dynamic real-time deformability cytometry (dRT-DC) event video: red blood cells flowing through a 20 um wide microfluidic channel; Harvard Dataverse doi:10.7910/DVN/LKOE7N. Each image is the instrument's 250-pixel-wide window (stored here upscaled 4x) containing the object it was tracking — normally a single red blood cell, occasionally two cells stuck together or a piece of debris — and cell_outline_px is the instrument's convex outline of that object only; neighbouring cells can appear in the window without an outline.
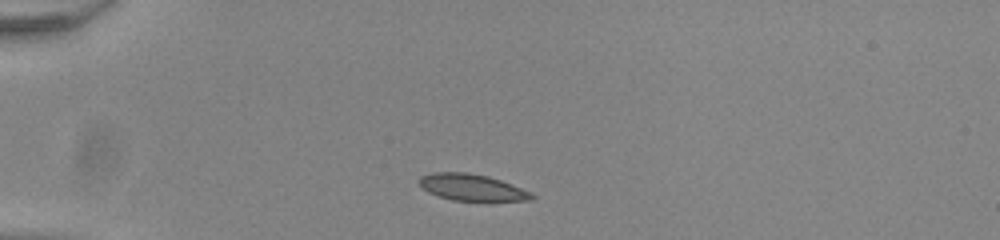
{"species": "common noctule bat (a hibernating species)", "species_latin": "Nyctalus noctula", "temperature_condition": "room temperature", "stored_images_in_passage": 40, "camera_frame_rate_fps": 3000, "um_per_image_px": 0.085, "animal": {"sex": "male", "body_mass_g": 20.0, "forearm_length_mm": 53.3}, "frame": {"image": 1, "passage_image": 1, "time_ms": 0.0, "image_size_px": [1000, 240], "cell_outline_px": [[536, 196], [532, 200], [488, 204], [452, 200], [428, 192], [416, 180], [420, 176], [432, 172], [468, 172], [488, 176], [512, 184], [532, 192]], "centroid_in_image_um": [40.2, 15.98], "position_along_channel_um": 44.8, "area_um2": 18.5}}
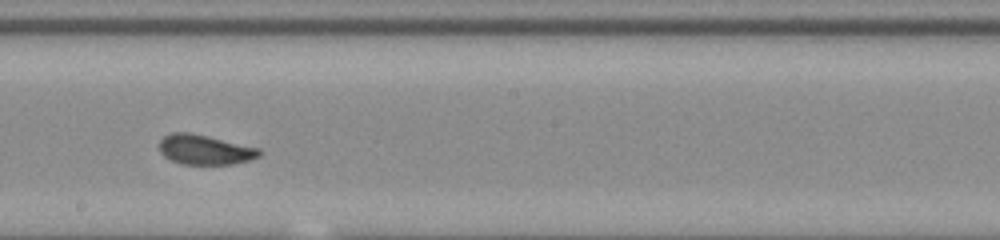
{"frame": {"image": 2, "passage_image": 18, "time_ms": 5.667, "image_size_px": [1000, 240], "cell_outline_px": [[260, 156], [248, 160], [232, 164], [180, 164], [164, 156], [160, 152], [160, 140], [164, 136], [172, 132], [188, 132], [260, 148]], "centroid_in_image_um": [17.39, 12.72], "position_along_channel_um": 230.8, "area_um2": 17.17}}
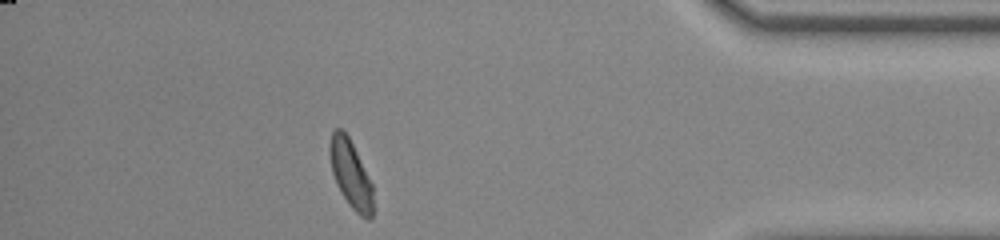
{"frame": {"image": 3, "passage_image": 34, "time_ms": 11.0, "image_size_px": [1000, 240], "cell_outline_px": [[372, 216], [368, 220], [360, 216], [348, 204], [336, 184], [332, 172], [328, 152], [328, 148], [332, 132], [336, 128], [340, 128], [348, 136], [372, 184]], "centroid_in_image_um": [29.77, 14.8], "position_along_channel_um": 405.4, "area_um2": 16.88}, "authors_computed_cell_mechanics": {"area_um2": 17.34, "velocity_mm_per_s": 3.9231, "shape_relaxation_time_tau1_ms": 3.2206, "shape_relaxation_time_tau2_ms": 1.3318, "deformation_change_tau1": 0.1239, "deformation_change_tau2": 0.0618}}